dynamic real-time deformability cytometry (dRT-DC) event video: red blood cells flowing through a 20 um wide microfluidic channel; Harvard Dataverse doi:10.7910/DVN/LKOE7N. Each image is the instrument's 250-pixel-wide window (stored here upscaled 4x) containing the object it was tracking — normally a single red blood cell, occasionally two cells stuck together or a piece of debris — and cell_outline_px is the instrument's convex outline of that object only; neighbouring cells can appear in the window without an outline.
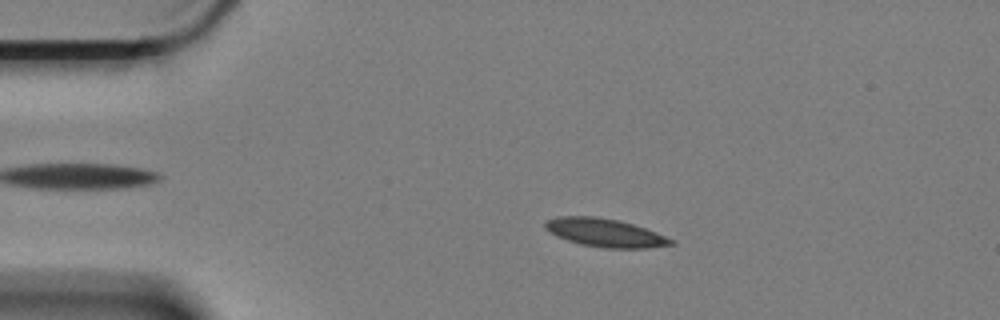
{"species": "Egyptian fruit bat (a non-hibernating species)", "species_latin": "Rousettus aegyptiacus", "temperature_condition": "cold", "stored_images_in_passage": 60, "camera_frame_rate_fps": 3000, "um_per_image_px": 0.085, "animal": {"sex": "female"}, "frame": {"image": 1, "passage_image": 12, "time_ms": 3.667, "image_size_px": [1000, 320], "cell_outline_px": [[676, 244], [648, 248], [604, 248], [580, 244], [556, 236], [548, 232], [544, 228], [544, 220], [560, 216], [592, 216], [616, 220], [632, 224], [656, 232], [676, 240]], "centroid_in_image_um": [51.41, 19.79], "position_along_channel_um": 33.6, "area_um2": 20.81}}
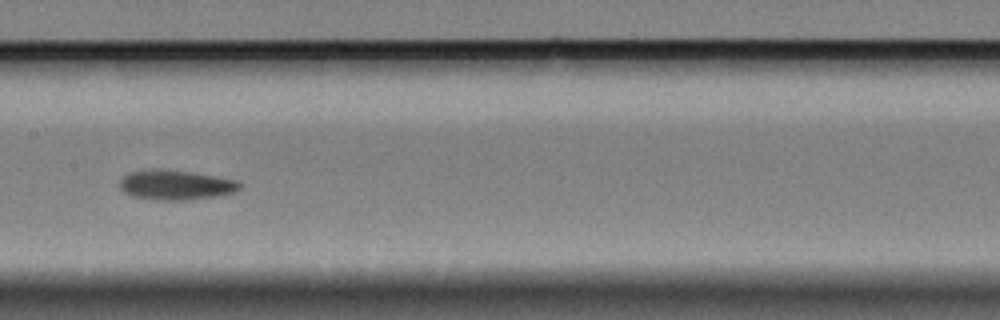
{"frame": {"image": 2, "passage_image": 30, "time_ms": 9.667, "image_size_px": [1000, 320], "cell_outline_px": [[240, 188], [232, 192], [216, 196], [184, 200], [156, 200], [132, 196], [124, 192], [120, 188], [120, 180], [124, 176], [132, 172], [188, 172], [236, 180], [240, 184]], "centroid_in_image_um": [14.94, 15.78], "position_along_channel_um": 192.5, "area_um2": 19.59}}
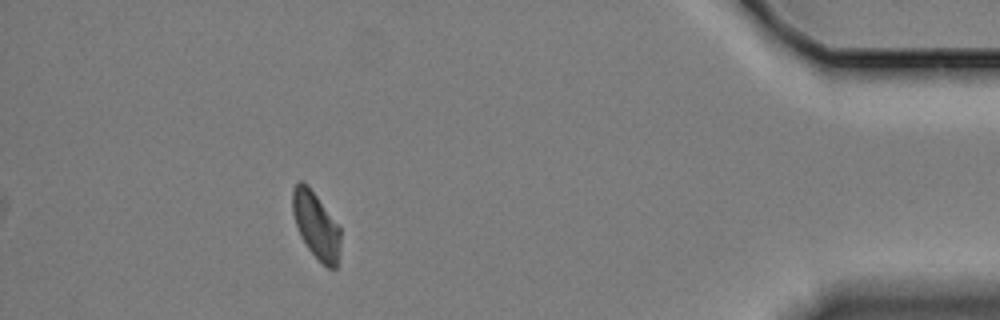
{"frame": {"image": 3, "passage_image": 54, "time_ms": 17.667, "image_size_px": [1000, 320], "cell_outline_px": [[340, 252], [336, 268], [328, 268], [308, 248], [300, 236], [292, 212], [292, 188], [300, 180], [316, 196], [340, 228]], "centroid_in_image_um": [26.86, 19.18], "position_along_channel_um": 408.3, "area_um2": 18.09}, "authors_computed_cell_mechanics": {"area_um2": 19.7387, "velocity_mm_per_s": 3.3347, "shape_relaxation_time_tau1_ms": 8.1952, "shape_relaxation_time_tau2_ms": 8.333, "deformation_change_tau1": 0.1612, "deformation_change_tau2": 0.1094}}